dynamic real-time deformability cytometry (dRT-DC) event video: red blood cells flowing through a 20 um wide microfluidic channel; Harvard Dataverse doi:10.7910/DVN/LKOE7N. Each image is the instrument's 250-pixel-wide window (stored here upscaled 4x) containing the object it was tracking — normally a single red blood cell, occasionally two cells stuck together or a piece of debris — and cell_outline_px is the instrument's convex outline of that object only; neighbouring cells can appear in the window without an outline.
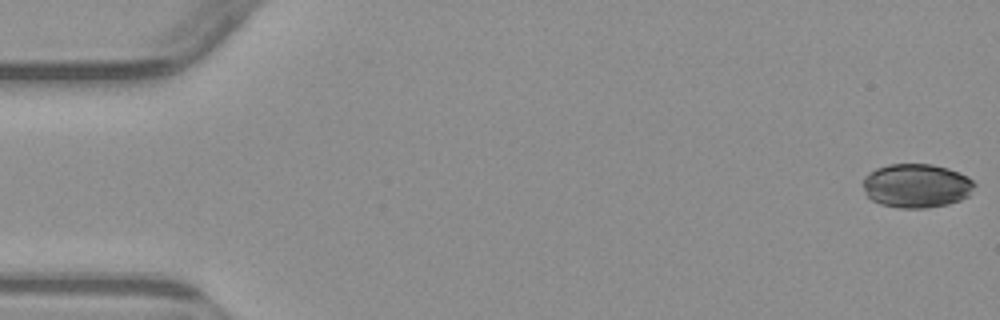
{"species": "common noctule bat (a hibernating species)", "species_latin": "Nyctalus noctula", "temperature_condition": "warm", "stored_images_in_passage": 5, "camera_frame_rate_fps": 3000, "um_per_image_px": 0.085, "animal": {"sex": "male", "body_mass_g": 23.1, "forearm_length_mm": 52.7}, "frame": {"image": 1, "passage_image": 1, "time_ms": 0.0, "image_size_px": [1000, 320], "cell_outline_px": [[976, 184], [968, 196], [960, 200], [948, 204], [924, 208], [900, 208], [880, 204], [872, 200], [868, 196], [864, 188], [864, 176], [876, 168], [888, 164], [932, 164], [948, 168], [968, 176]], "centroid_in_image_um": [77.91, 15.78], "position_along_channel_um": 7.1, "area_um2": 28.55}}